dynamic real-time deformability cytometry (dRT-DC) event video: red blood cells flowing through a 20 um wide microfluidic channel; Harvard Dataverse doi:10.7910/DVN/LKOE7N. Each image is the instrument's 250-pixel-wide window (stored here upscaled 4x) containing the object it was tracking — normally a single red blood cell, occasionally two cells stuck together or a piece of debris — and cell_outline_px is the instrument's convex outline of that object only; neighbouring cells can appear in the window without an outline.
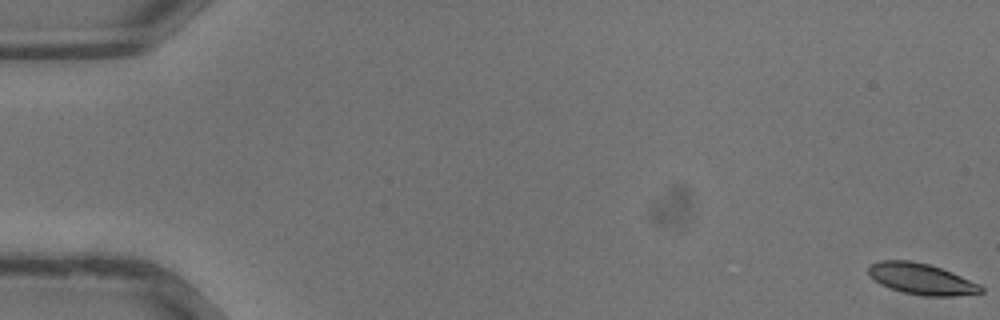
{"species": "common noctule bat (a hibernating species)", "species_latin": "Nyctalus noctula", "temperature_condition": "warm", "stored_images_in_passage": 37, "camera_frame_rate_fps": 3000, "um_per_image_px": 0.085, "animal": {"sex": "male", "body_mass_g": 13.3}, "frame": {"image": 1, "passage_image": 1, "time_ms": 0.0, "image_size_px": [1000, 320], "cell_outline_px": [[984, 292], [952, 296], [920, 296], [904, 292], [880, 284], [868, 276], [868, 264], [880, 260], [908, 260], [928, 264], [952, 272], [980, 284], [984, 288]], "centroid_in_image_um": [78.29, 23.7], "position_along_channel_um": 6.7, "area_um2": 20.46}}
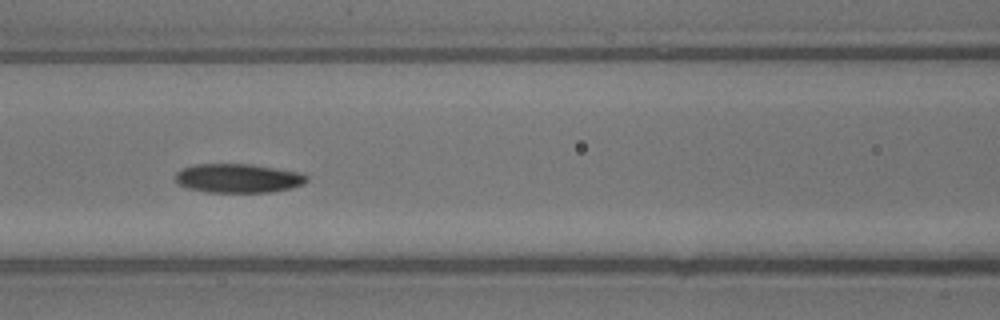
{"frame": {"image": 2, "passage_image": 17, "time_ms": 5.333, "image_size_px": [1000, 320], "cell_outline_px": [[308, 180], [304, 184], [292, 188], [272, 192], [208, 192], [188, 188], [180, 184], [176, 180], [176, 172], [184, 168], [196, 164], [252, 164], [300, 172], [308, 176]], "centroid_in_image_um": [20.3, 15.15], "position_along_channel_um": 146.3, "area_um2": 22.2}}
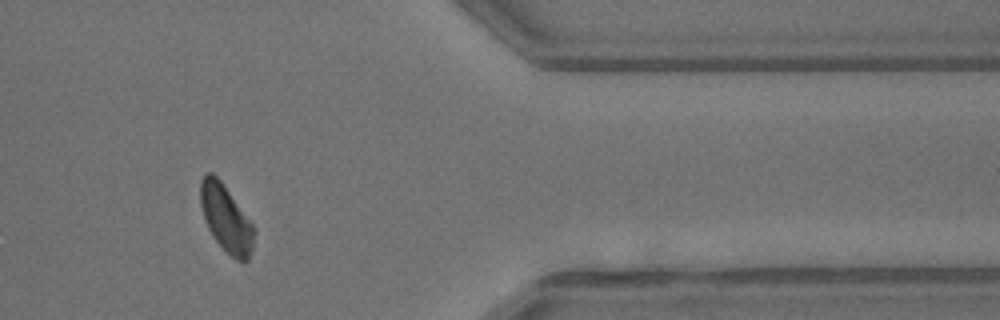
{"frame": {"image": 3, "passage_image": 31, "time_ms": 10.0, "image_size_px": [1000, 320], "cell_outline_px": [[252, 248], [248, 260], [244, 264], [236, 260], [212, 236], [208, 228], [200, 204], [200, 180], [208, 172], [212, 172], [220, 180], [252, 224]], "centroid_in_image_um": [19.18, 18.57], "position_along_channel_um": 392.2, "area_um2": 20.23}}